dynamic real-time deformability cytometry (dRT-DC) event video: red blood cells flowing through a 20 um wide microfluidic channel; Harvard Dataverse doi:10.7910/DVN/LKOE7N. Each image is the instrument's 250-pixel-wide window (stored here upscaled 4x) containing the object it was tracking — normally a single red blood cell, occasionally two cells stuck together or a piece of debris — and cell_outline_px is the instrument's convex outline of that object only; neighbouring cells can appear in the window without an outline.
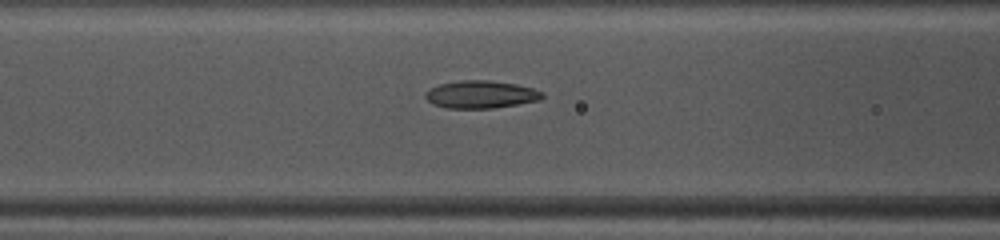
{"species": "common noctule bat (a hibernating species)", "species_latin": "Nyctalus noctula", "temperature_condition": "warm", "stored_images_in_passage": 47, "camera_frame_rate_fps": 3000, "um_per_image_px": 0.085, "animal": {"sex": "female", "body_mass_g": 10.0, "forearm_length_mm": 53.1}, "frame": {"image": 1, "passage_image": 17, "time_ms": 5.333, "image_size_px": [1000, 240], "cell_outline_px": [[544, 96], [540, 100], [492, 108], [448, 108], [432, 104], [424, 96], [424, 92], [428, 88], [440, 84], [460, 80], [492, 80], [516, 84], [532, 88], [544, 92]], "centroid_in_image_um": [40.85, 8.02], "position_along_channel_um": 125.8, "area_um2": 18.9}}
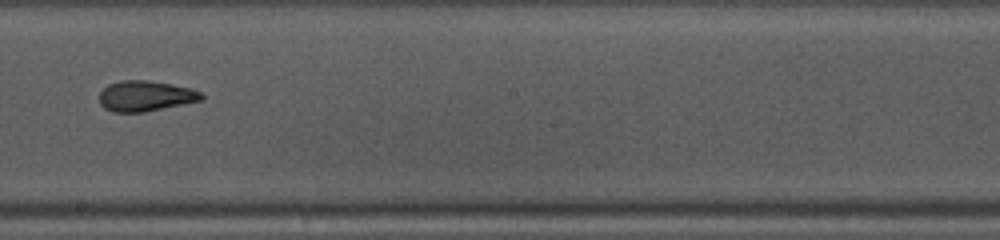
{"frame": {"image": 2, "passage_image": 25, "time_ms": 8.0, "image_size_px": [1000, 240], "cell_outline_px": [[204, 100], [144, 112], [112, 112], [104, 108], [100, 104], [100, 92], [108, 84], [120, 80], [148, 80], [172, 84], [192, 88], [200, 92], [204, 96]], "centroid_in_image_um": [12.38, 8.16], "position_along_channel_um": 235.8, "area_um2": 18.32}}
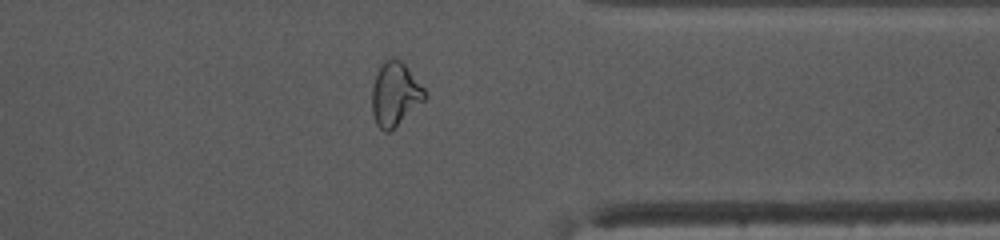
{"frame": {"image": 3, "passage_image": 36, "time_ms": 11.667, "image_size_px": [1000, 240], "cell_outline_px": [[428, 96], [424, 100], [388, 132], [384, 132], [376, 124], [372, 112], [372, 88], [376, 72], [380, 64], [384, 60], [400, 60], [404, 64], [428, 92]], "centroid_in_image_um": [33.57, 7.99], "position_along_channel_um": 377.8, "area_um2": 19.31}, "authors_computed_cell_mechanics": {"area_um2": 19.5942, "velocity_mm_per_s": 4.132, "shape_relaxation_time_tau1_ms": 10.1484, "shape_relaxation_time_tau2_ms": 2.1209, "deformation_change_tau1": 0.2523, "deformation_change_tau2": 0.0851}}